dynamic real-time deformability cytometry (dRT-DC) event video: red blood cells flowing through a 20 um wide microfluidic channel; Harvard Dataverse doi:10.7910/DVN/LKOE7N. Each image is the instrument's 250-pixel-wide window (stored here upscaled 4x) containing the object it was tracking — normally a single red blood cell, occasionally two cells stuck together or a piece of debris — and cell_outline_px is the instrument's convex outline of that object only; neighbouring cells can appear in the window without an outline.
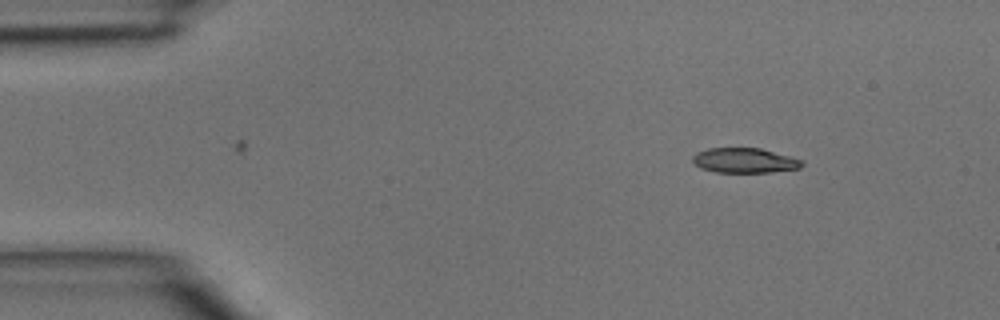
{"species": "common noctule bat (a hibernating species)", "species_latin": "Nyctalus noctula", "temperature_condition": "room temperature", "stored_images_in_passage": 3, "camera_frame_rate_fps": 3000, "um_per_image_px": 0.085, "animal": {"sex": "male", "body_mass_g": 15.6}, "frame": {"image": 1, "passage_image": 1, "time_ms": 0.0, "image_size_px": [1000, 320], "cell_outline_px": [[804, 164], [800, 168], [772, 172], [716, 172], [700, 168], [692, 160], [692, 156], [696, 152], [708, 148], [760, 148], [804, 160]], "centroid_in_image_um": [63.29, 13.64], "position_along_channel_um": 21.7, "area_um2": 15.9}}
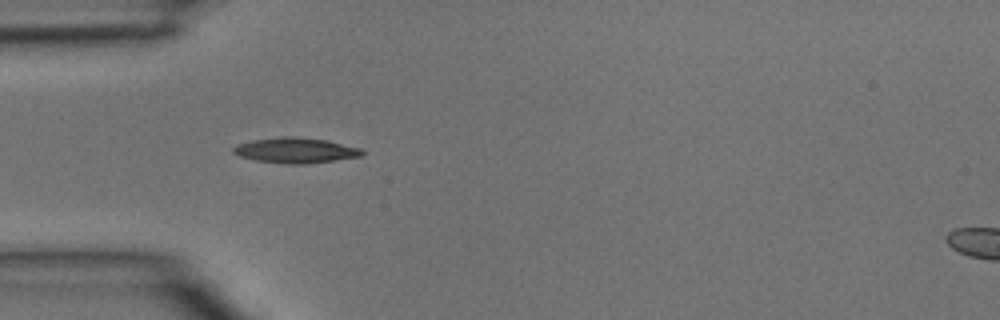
{"frame": {"image": 2, "passage_image": 3, "time_ms": 0.667, "image_size_px": [1000, 320], "cell_outline_px": [[364, 156], [304, 164], [284, 164], [256, 160], [240, 156], [232, 152], [232, 148], [236, 144], [252, 140], [280, 136], [296, 136], [328, 140], [360, 148], [364, 152]], "centroid_in_image_um": [25.11, 12.77], "position_along_channel_um": 59.9, "area_um2": 19.19}}